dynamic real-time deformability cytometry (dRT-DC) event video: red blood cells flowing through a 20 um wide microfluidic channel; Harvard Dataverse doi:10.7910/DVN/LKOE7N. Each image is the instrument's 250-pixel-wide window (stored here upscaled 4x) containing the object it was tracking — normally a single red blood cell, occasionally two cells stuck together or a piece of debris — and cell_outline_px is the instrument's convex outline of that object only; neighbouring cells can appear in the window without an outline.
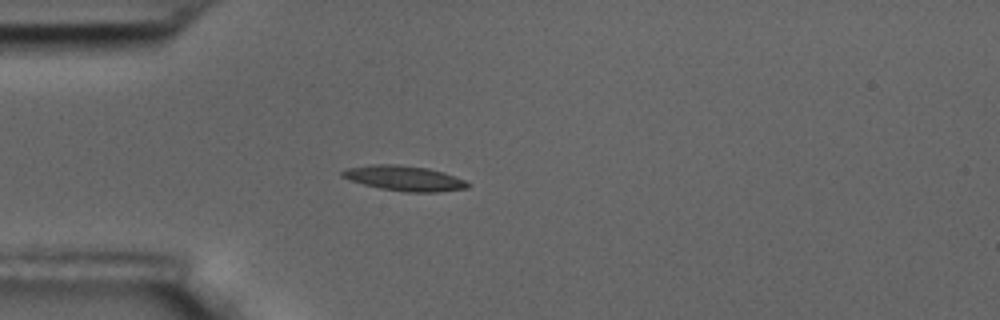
{"species": "common noctule bat (a hibernating species)", "species_latin": "Nyctalus noctula", "temperature_condition": "room temperature", "stored_images_in_passage": 1, "camera_frame_rate_fps": 3000, "um_per_image_px": 0.085, "animal": {"sex": "male", "body_mass_g": 17.5, "forearm_length_mm": 52.3}, "frame": {"image": 1, "passage_image": 1, "time_ms": 0.0, "image_size_px": [1000, 320], "cell_outline_px": [[472, 184], [468, 188], [436, 192], [408, 192], [380, 188], [364, 184], [340, 176], [340, 172], [348, 168], [372, 164], [396, 164], [428, 168], [444, 172], [464, 180]], "centroid_in_image_um": [34.39, 15.15], "position_along_channel_um": 50.6, "area_um2": 18.26}}